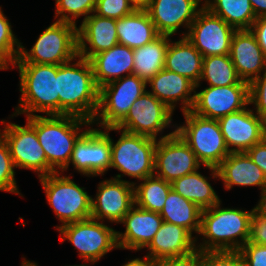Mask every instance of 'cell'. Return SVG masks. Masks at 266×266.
<instances>
[{
	"mask_svg": "<svg viewBox=\"0 0 266 266\" xmlns=\"http://www.w3.org/2000/svg\"><path fill=\"white\" fill-rule=\"evenodd\" d=\"M75 60L78 61L73 64L68 61L57 69L59 115L77 116L92 122L98 110L99 88L90 61L79 55Z\"/></svg>",
	"mask_w": 266,
	"mask_h": 266,
	"instance_id": "obj_1",
	"label": "cell"
},
{
	"mask_svg": "<svg viewBox=\"0 0 266 266\" xmlns=\"http://www.w3.org/2000/svg\"><path fill=\"white\" fill-rule=\"evenodd\" d=\"M220 205L221 202L201 212L199 235H203V242L196 246L201 251H239L247 243L252 210Z\"/></svg>",
	"mask_w": 266,
	"mask_h": 266,
	"instance_id": "obj_2",
	"label": "cell"
},
{
	"mask_svg": "<svg viewBox=\"0 0 266 266\" xmlns=\"http://www.w3.org/2000/svg\"><path fill=\"white\" fill-rule=\"evenodd\" d=\"M19 69L20 100L15 109L17 116L26 114L35 116L36 112L46 115H59V95L57 86V69L59 65L13 63Z\"/></svg>",
	"mask_w": 266,
	"mask_h": 266,
	"instance_id": "obj_3",
	"label": "cell"
},
{
	"mask_svg": "<svg viewBox=\"0 0 266 266\" xmlns=\"http://www.w3.org/2000/svg\"><path fill=\"white\" fill-rule=\"evenodd\" d=\"M27 121L35 128L47 163L56 172L69 164L77 139L87 130L82 131L81 126L92 125L91 121L72 115H35L27 117Z\"/></svg>",
	"mask_w": 266,
	"mask_h": 266,
	"instance_id": "obj_4",
	"label": "cell"
},
{
	"mask_svg": "<svg viewBox=\"0 0 266 266\" xmlns=\"http://www.w3.org/2000/svg\"><path fill=\"white\" fill-rule=\"evenodd\" d=\"M77 26L70 22L55 21L38 37L31 50L20 43V51L14 63L61 65L78 56Z\"/></svg>",
	"mask_w": 266,
	"mask_h": 266,
	"instance_id": "obj_5",
	"label": "cell"
},
{
	"mask_svg": "<svg viewBox=\"0 0 266 266\" xmlns=\"http://www.w3.org/2000/svg\"><path fill=\"white\" fill-rule=\"evenodd\" d=\"M109 131L121 132L116 143L110 137L111 165L123 174H117L115 179L121 176L144 180L154 175V159L157 139L144 135L132 134L116 127H109Z\"/></svg>",
	"mask_w": 266,
	"mask_h": 266,
	"instance_id": "obj_6",
	"label": "cell"
},
{
	"mask_svg": "<svg viewBox=\"0 0 266 266\" xmlns=\"http://www.w3.org/2000/svg\"><path fill=\"white\" fill-rule=\"evenodd\" d=\"M183 115L185 125L176 126V133L202 165L216 168L230 154L218 120L201 117L191 110Z\"/></svg>",
	"mask_w": 266,
	"mask_h": 266,
	"instance_id": "obj_7",
	"label": "cell"
},
{
	"mask_svg": "<svg viewBox=\"0 0 266 266\" xmlns=\"http://www.w3.org/2000/svg\"><path fill=\"white\" fill-rule=\"evenodd\" d=\"M55 172L40 177L47 201L62 225L91 217L92 197L69 176Z\"/></svg>",
	"mask_w": 266,
	"mask_h": 266,
	"instance_id": "obj_8",
	"label": "cell"
},
{
	"mask_svg": "<svg viewBox=\"0 0 266 266\" xmlns=\"http://www.w3.org/2000/svg\"><path fill=\"white\" fill-rule=\"evenodd\" d=\"M146 86V81L130 74L100 87L98 110L92 124H99L102 129L116 127L126 117L134 101L147 91Z\"/></svg>",
	"mask_w": 266,
	"mask_h": 266,
	"instance_id": "obj_9",
	"label": "cell"
},
{
	"mask_svg": "<svg viewBox=\"0 0 266 266\" xmlns=\"http://www.w3.org/2000/svg\"><path fill=\"white\" fill-rule=\"evenodd\" d=\"M62 237L79 251L83 261L95 263L108 252L118 247L117 231L105 225L103 221L88 218L63 226H56Z\"/></svg>",
	"mask_w": 266,
	"mask_h": 266,
	"instance_id": "obj_10",
	"label": "cell"
},
{
	"mask_svg": "<svg viewBox=\"0 0 266 266\" xmlns=\"http://www.w3.org/2000/svg\"><path fill=\"white\" fill-rule=\"evenodd\" d=\"M0 134L6 140L13 164L33 170L38 178L55 173L47 163L46 154L39 143L35 128L27 121L25 126L7 123Z\"/></svg>",
	"mask_w": 266,
	"mask_h": 266,
	"instance_id": "obj_11",
	"label": "cell"
},
{
	"mask_svg": "<svg viewBox=\"0 0 266 266\" xmlns=\"http://www.w3.org/2000/svg\"><path fill=\"white\" fill-rule=\"evenodd\" d=\"M201 163L184 140L173 132L157 139L154 175L172 183L174 180L197 171Z\"/></svg>",
	"mask_w": 266,
	"mask_h": 266,
	"instance_id": "obj_12",
	"label": "cell"
},
{
	"mask_svg": "<svg viewBox=\"0 0 266 266\" xmlns=\"http://www.w3.org/2000/svg\"><path fill=\"white\" fill-rule=\"evenodd\" d=\"M236 30L204 6L197 13L187 33H182L203 57L228 55Z\"/></svg>",
	"mask_w": 266,
	"mask_h": 266,
	"instance_id": "obj_13",
	"label": "cell"
},
{
	"mask_svg": "<svg viewBox=\"0 0 266 266\" xmlns=\"http://www.w3.org/2000/svg\"><path fill=\"white\" fill-rule=\"evenodd\" d=\"M89 128L76 141L69 164L61 171H66L70 163L75 170L86 176L104 175L111 165V144L109 127Z\"/></svg>",
	"mask_w": 266,
	"mask_h": 266,
	"instance_id": "obj_14",
	"label": "cell"
},
{
	"mask_svg": "<svg viewBox=\"0 0 266 266\" xmlns=\"http://www.w3.org/2000/svg\"><path fill=\"white\" fill-rule=\"evenodd\" d=\"M173 111L149 91L134 101L126 117L116 126L123 131L157 139L171 125Z\"/></svg>",
	"mask_w": 266,
	"mask_h": 266,
	"instance_id": "obj_15",
	"label": "cell"
},
{
	"mask_svg": "<svg viewBox=\"0 0 266 266\" xmlns=\"http://www.w3.org/2000/svg\"><path fill=\"white\" fill-rule=\"evenodd\" d=\"M248 105L249 85L209 86L195 92L191 111L201 117L218 120Z\"/></svg>",
	"mask_w": 266,
	"mask_h": 266,
	"instance_id": "obj_16",
	"label": "cell"
},
{
	"mask_svg": "<svg viewBox=\"0 0 266 266\" xmlns=\"http://www.w3.org/2000/svg\"><path fill=\"white\" fill-rule=\"evenodd\" d=\"M134 184L137 183L115 178L101 181L91 199V218L119 223L135 205Z\"/></svg>",
	"mask_w": 266,
	"mask_h": 266,
	"instance_id": "obj_17",
	"label": "cell"
},
{
	"mask_svg": "<svg viewBox=\"0 0 266 266\" xmlns=\"http://www.w3.org/2000/svg\"><path fill=\"white\" fill-rule=\"evenodd\" d=\"M253 110L244 108L218 119L230 153L246 152L266 137V123Z\"/></svg>",
	"mask_w": 266,
	"mask_h": 266,
	"instance_id": "obj_18",
	"label": "cell"
},
{
	"mask_svg": "<svg viewBox=\"0 0 266 266\" xmlns=\"http://www.w3.org/2000/svg\"><path fill=\"white\" fill-rule=\"evenodd\" d=\"M203 0H150L143 8L147 11L160 35L172 36L179 27L190 28L199 4Z\"/></svg>",
	"mask_w": 266,
	"mask_h": 266,
	"instance_id": "obj_19",
	"label": "cell"
},
{
	"mask_svg": "<svg viewBox=\"0 0 266 266\" xmlns=\"http://www.w3.org/2000/svg\"><path fill=\"white\" fill-rule=\"evenodd\" d=\"M212 173V177L221 179L225 189L229 190L233 185L258 186L261 188L260 201L266 198V176L246 152L230 153L216 168L204 166Z\"/></svg>",
	"mask_w": 266,
	"mask_h": 266,
	"instance_id": "obj_20",
	"label": "cell"
},
{
	"mask_svg": "<svg viewBox=\"0 0 266 266\" xmlns=\"http://www.w3.org/2000/svg\"><path fill=\"white\" fill-rule=\"evenodd\" d=\"M119 223L124 224L126 228L124 233L117 231L118 247L139 251L150 244L163 219L158 212L134 205Z\"/></svg>",
	"mask_w": 266,
	"mask_h": 266,
	"instance_id": "obj_21",
	"label": "cell"
},
{
	"mask_svg": "<svg viewBox=\"0 0 266 266\" xmlns=\"http://www.w3.org/2000/svg\"><path fill=\"white\" fill-rule=\"evenodd\" d=\"M229 56L242 81L250 83L266 71V55L251 30L233 33Z\"/></svg>",
	"mask_w": 266,
	"mask_h": 266,
	"instance_id": "obj_22",
	"label": "cell"
},
{
	"mask_svg": "<svg viewBox=\"0 0 266 266\" xmlns=\"http://www.w3.org/2000/svg\"><path fill=\"white\" fill-rule=\"evenodd\" d=\"M77 38L78 55L89 60L93 55L111 49L119 43L116 19L92 14L83 19L77 28Z\"/></svg>",
	"mask_w": 266,
	"mask_h": 266,
	"instance_id": "obj_23",
	"label": "cell"
},
{
	"mask_svg": "<svg viewBox=\"0 0 266 266\" xmlns=\"http://www.w3.org/2000/svg\"><path fill=\"white\" fill-rule=\"evenodd\" d=\"M147 84H150L153 94L174 112L176 102L181 101L182 112L190 111L195 100V84L187 77L162 69ZM193 93V95H191Z\"/></svg>",
	"mask_w": 266,
	"mask_h": 266,
	"instance_id": "obj_24",
	"label": "cell"
},
{
	"mask_svg": "<svg viewBox=\"0 0 266 266\" xmlns=\"http://www.w3.org/2000/svg\"><path fill=\"white\" fill-rule=\"evenodd\" d=\"M196 241V237L186 228L163 221L147 246L149 252L146 256L157 262L165 258L187 255L197 249Z\"/></svg>",
	"mask_w": 266,
	"mask_h": 266,
	"instance_id": "obj_25",
	"label": "cell"
},
{
	"mask_svg": "<svg viewBox=\"0 0 266 266\" xmlns=\"http://www.w3.org/2000/svg\"><path fill=\"white\" fill-rule=\"evenodd\" d=\"M89 61L98 88L121 79L123 73H133V49L119 43L111 49L93 55Z\"/></svg>",
	"mask_w": 266,
	"mask_h": 266,
	"instance_id": "obj_26",
	"label": "cell"
},
{
	"mask_svg": "<svg viewBox=\"0 0 266 266\" xmlns=\"http://www.w3.org/2000/svg\"><path fill=\"white\" fill-rule=\"evenodd\" d=\"M202 54L186 37L176 42L169 41L164 69L187 77L195 85H199L202 74Z\"/></svg>",
	"mask_w": 266,
	"mask_h": 266,
	"instance_id": "obj_27",
	"label": "cell"
},
{
	"mask_svg": "<svg viewBox=\"0 0 266 266\" xmlns=\"http://www.w3.org/2000/svg\"><path fill=\"white\" fill-rule=\"evenodd\" d=\"M119 44L135 49L154 41L160 36L149 14L137 8L132 14L116 19Z\"/></svg>",
	"mask_w": 266,
	"mask_h": 266,
	"instance_id": "obj_28",
	"label": "cell"
},
{
	"mask_svg": "<svg viewBox=\"0 0 266 266\" xmlns=\"http://www.w3.org/2000/svg\"><path fill=\"white\" fill-rule=\"evenodd\" d=\"M201 212L202 209L196 204L171 189L159 214L164 222L186 228L191 234L193 232L199 234L201 229Z\"/></svg>",
	"mask_w": 266,
	"mask_h": 266,
	"instance_id": "obj_29",
	"label": "cell"
},
{
	"mask_svg": "<svg viewBox=\"0 0 266 266\" xmlns=\"http://www.w3.org/2000/svg\"><path fill=\"white\" fill-rule=\"evenodd\" d=\"M170 36L160 35L154 41L133 49V73L148 82L164 69L165 56Z\"/></svg>",
	"mask_w": 266,
	"mask_h": 266,
	"instance_id": "obj_30",
	"label": "cell"
},
{
	"mask_svg": "<svg viewBox=\"0 0 266 266\" xmlns=\"http://www.w3.org/2000/svg\"><path fill=\"white\" fill-rule=\"evenodd\" d=\"M172 189L200 209H208L221 202L208 178L195 171L182 176L171 183Z\"/></svg>",
	"mask_w": 266,
	"mask_h": 266,
	"instance_id": "obj_31",
	"label": "cell"
},
{
	"mask_svg": "<svg viewBox=\"0 0 266 266\" xmlns=\"http://www.w3.org/2000/svg\"><path fill=\"white\" fill-rule=\"evenodd\" d=\"M204 7L235 30H250L257 19L250 0H204Z\"/></svg>",
	"mask_w": 266,
	"mask_h": 266,
	"instance_id": "obj_32",
	"label": "cell"
},
{
	"mask_svg": "<svg viewBox=\"0 0 266 266\" xmlns=\"http://www.w3.org/2000/svg\"><path fill=\"white\" fill-rule=\"evenodd\" d=\"M208 81L209 86H230V85H249L248 82L242 81L237 70L228 55H212L203 57L202 74L199 80Z\"/></svg>",
	"mask_w": 266,
	"mask_h": 266,
	"instance_id": "obj_33",
	"label": "cell"
},
{
	"mask_svg": "<svg viewBox=\"0 0 266 266\" xmlns=\"http://www.w3.org/2000/svg\"><path fill=\"white\" fill-rule=\"evenodd\" d=\"M141 181L138 186L134 184L135 205L144 210L160 213L172 189L171 183L155 175Z\"/></svg>",
	"mask_w": 266,
	"mask_h": 266,
	"instance_id": "obj_34",
	"label": "cell"
},
{
	"mask_svg": "<svg viewBox=\"0 0 266 266\" xmlns=\"http://www.w3.org/2000/svg\"><path fill=\"white\" fill-rule=\"evenodd\" d=\"M57 21L70 22L76 25V19H84L94 13L96 0H55Z\"/></svg>",
	"mask_w": 266,
	"mask_h": 266,
	"instance_id": "obj_35",
	"label": "cell"
},
{
	"mask_svg": "<svg viewBox=\"0 0 266 266\" xmlns=\"http://www.w3.org/2000/svg\"><path fill=\"white\" fill-rule=\"evenodd\" d=\"M9 20L0 7V56L10 65L17 60L20 41L13 34Z\"/></svg>",
	"mask_w": 266,
	"mask_h": 266,
	"instance_id": "obj_36",
	"label": "cell"
},
{
	"mask_svg": "<svg viewBox=\"0 0 266 266\" xmlns=\"http://www.w3.org/2000/svg\"><path fill=\"white\" fill-rule=\"evenodd\" d=\"M14 168L8 144L0 134V191L20 195L16 185Z\"/></svg>",
	"mask_w": 266,
	"mask_h": 266,
	"instance_id": "obj_37",
	"label": "cell"
},
{
	"mask_svg": "<svg viewBox=\"0 0 266 266\" xmlns=\"http://www.w3.org/2000/svg\"><path fill=\"white\" fill-rule=\"evenodd\" d=\"M137 8V5L132 0H96L94 14L120 19L132 14Z\"/></svg>",
	"mask_w": 266,
	"mask_h": 266,
	"instance_id": "obj_38",
	"label": "cell"
},
{
	"mask_svg": "<svg viewBox=\"0 0 266 266\" xmlns=\"http://www.w3.org/2000/svg\"><path fill=\"white\" fill-rule=\"evenodd\" d=\"M247 242L266 245V206L262 202L252 209Z\"/></svg>",
	"mask_w": 266,
	"mask_h": 266,
	"instance_id": "obj_39",
	"label": "cell"
},
{
	"mask_svg": "<svg viewBox=\"0 0 266 266\" xmlns=\"http://www.w3.org/2000/svg\"><path fill=\"white\" fill-rule=\"evenodd\" d=\"M199 266H244L239 251H201Z\"/></svg>",
	"mask_w": 266,
	"mask_h": 266,
	"instance_id": "obj_40",
	"label": "cell"
},
{
	"mask_svg": "<svg viewBox=\"0 0 266 266\" xmlns=\"http://www.w3.org/2000/svg\"><path fill=\"white\" fill-rule=\"evenodd\" d=\"M249 104L256 107V114L266 123V71L249 83Z\"/></svg>",
	"mask_w": 266,
	"mask_h": 266,
	"instance_id": "obj_41",
	"label": "cell"
},
{
	"mask_svg": "<svg viewBox=\"0 0 266 266\" xmlns=\"http://www.w3.org/2000/svg\"><path fill=\"white\" fill-rule=\"evenodd\" d=\"M244 266H266V245L246 243L239 250Z\"/></svg>",
	"mask_w": 266,
	"mask_h": 266,
	"instance_id": "obj_42",
	"label": "cell"
},
{
	"mask_svg": "<svg viewBox=\"0 0 266 266\" xmlns=\"http://www.w3.org/2000/svg\"><path fill=\"white\" fill-rule=\"evenodd\" d=\"M200 250L196 249L187 255L165 258L155 262L154 266H199Z\"/></svg>",
	"mask_w": 266,
	"mask_h": 266,
	"instance_id": "obj_43",
	"label": "cell"
},
{
	"mask_svg": "<svg viewBox=\"0 0 266 266\" xmlns=\"http://www.w3.org/2000/svg\"><path fill=\"white\" fill-rule=\"evenodd\" d=\"M246 153L261 168L266 176V137L261 142L249 148Z\"/></svg>",
	"mask_w": 266,
	"mask_h": 266,
	"instance_id": "obj_44",
	"label": "cell"
},
{
	"mask_svg": "<svg viewBox=\"0 0 266 266\" xmlns=\"http://www.w3.org/2000/svg\"><path fill=\"white\" fill-rule=\"evenodd\" d=\"M250 30L255 35L257 43L266 55V16L258 17Z\"/></svg>",
	"mask_w": 266,
	"mask_h": 266,
	"instance_id": "obj_45",
	"label": "cell"
},
{
	"mask_svg": "<svg viewBox=\"0 0 266 266\" xmlns=\"http://www.w3.org/2000/svg\"><path fill=\"white\" fill-rule=\"evenodd\" d=\"M255 16H266V0H250Z\"/></svg>",
	"mask_w": 266,
	"mask_h": 266,
	"instance_id": "obj_46",
	"label": "cell"
},
{
	"mask_svg": "<svg viewBox=\"0 0 266 266\" xmlns=\"http://www.w3.org/2000/svg\"><path fill=\"white\" fill-rule=\"evenodd\" d=\"M155 262L151 260L149 257L145 256L144 259L136 258L129 260L122 266H154Z\"/></svg>",
	"mask_w": 266,
	"mask_h": 266,
	"instance_id": "obj_47",
	"label": "cell"
},
{
	"mask_svg": "<svg viewBox=\"0 0 266 266\" xmlns=\"http://www.w3.org/2000/svg\"><path fill=\"white\" fill-rule=\"evenodd\" d=\"M138 8H143L150 0H132Z\"/></svg>",
	"mask_w": 266,
	"mask_h": 266,
	"instance_id": "obj_48",
	"label": "cell"
},
{
	"mask_svg": "<svg viewBox=\"0 0 266 266\" xmlns=\"http://www.w3.org/2000/svg\"><path fill=\"white\" fill-rule=\"evenodd\" d=\"M9 64L0 56V70H8Z\"/></svg>",
	"mask_w": 266,
	"mask_h": 266,
	"instance_id": "obj_49",
	"label": "cell"
},
{
	"mask_svg": "<svg viewBox=\"0 0 266 266\" xmlns=\"http://www.w3.org/2000/svg\"><path fill=\"white\" fill-rule=\"evenodd\" d=\"M23 260L24 261H22L21 266H38V264L35 262H31V261L25 260V259H23Z\"/></svg>",
	"mask_w": 266,
	"mask_h": 266,
	"instance_id": "obj_50",
	"label": "cell"
},
{
	"mask_svg": "<svg viewBox=\"0 0 266 266\" xmlns=\"http://www.w3.org/2000/svg\"><path fill=\"white\" fill-rule=\"evenodd\" d=\"M262 203L266 206V198L262 201Z\"/></svg>",
	"mask_w": 266,
	"mask_h": 266,
	"instance_id": "obj_51",
	"label": "cell"
},
{
	"mask_svg": "<svg viewBox=\"0 0 266 266\" xmlns=\"http://www.w3.org/2000/svg\"><path fill=\"white\" fill-rule=\"evenodd\" d=\"M73 266H87L86 264H83V265H73Z\"/></svg>",
	"mask_w": 266,
	"mask_h": 266,
	"instance_id": "obj_52",
	"label": "cell"
}]
</instances>
